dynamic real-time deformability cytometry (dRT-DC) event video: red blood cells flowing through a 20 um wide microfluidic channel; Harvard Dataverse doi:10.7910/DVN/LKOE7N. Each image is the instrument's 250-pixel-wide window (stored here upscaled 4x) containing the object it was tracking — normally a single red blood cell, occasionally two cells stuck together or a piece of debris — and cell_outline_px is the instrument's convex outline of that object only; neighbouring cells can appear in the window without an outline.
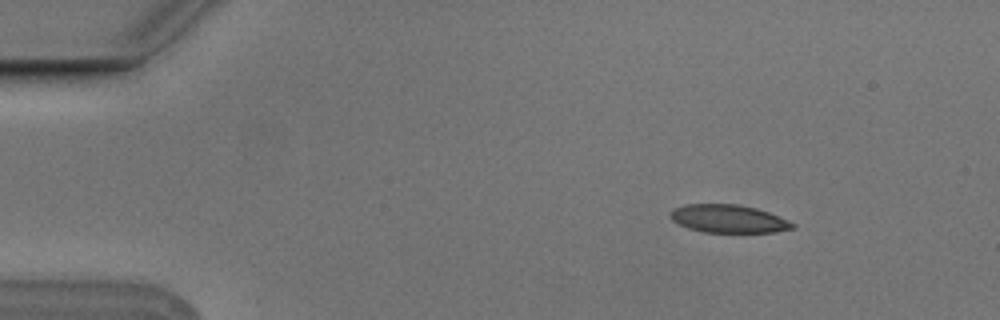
{"species": "Egyptian fruit bat (a non-hibernating species)", "species_latin": "Rousettus aegyptiacus", "temperature_condition": "cold", "stored_images_in_passage": 6, "camera_frame_rate_fps": 3000, "um_per_image_px": 0.085, "animal": {"sex": "male"}, "frame": {"image": 1, "passage_image": 2, "time_ms": 0.333, "image_size_px": [1000, 320], "cell_outline_px": [[796, 228], [776, 232], [704, 232], [688, 228], [672, 220], [668, 216], [668, 212], [672, 208], [684, 204], [740, 204], [756, 208], [768, 212], [788, 220], [796, 224]], "centroid_in_image_um": [61.89, 18.58], "position_along_channel_um": 23.1, "area_um2": 20.17}}